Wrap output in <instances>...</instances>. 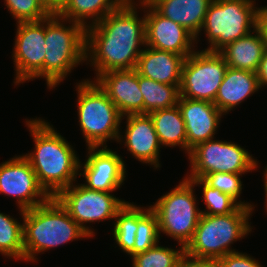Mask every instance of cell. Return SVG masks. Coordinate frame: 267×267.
I'll list each match as a JSON object with an SVG mask.
<instances>
[{"label": "cell", "instance_id": "17", "mask_svg": "<svg viewBox=\"0 0 267 267\" xmlns=\"http://www.w3.org/2000/svg\"><path fill=\"white\" fill-rule=\"evenodd\" d=\"M187 135V154L197 144L214 139L221 116L212 102L180 97L178 102Z\"/></svg>", "mask_w": 267, "mask_h": 267}, {"label": "cell", "instance_id": "31", "mask_svg": "<svg viewBox=\"0 0 267 267\" xmlns=\"http://www.w3.org/2000/svg\"><path fill=\"white\" fill-rule=\"evenodd\" d=\"M12 17L17 23L41 21L52 13L40 0H4Z\"/></svg>", "mask_w": 267, "mask_h": 267}, {"label": "cell", "instance_id": "28", "mask_svg": "<svg viewBox=\"0 0 267 267\" xmlns=\"http://www.w3.org/2000/svg\"><path fill=\"white\" fill-rule=\"evenodd\" d=\"M160 233L156 213L147 208L137 218V231L133 250L128 254L131 257L137 253L145 252L159 243Z\"/></svg>", "mask_w": 267, "mask_h": 267}, {"label": "cell", "instance_id": "5", "mask_svg": "<svg viewBox=\"0 0 267 267\" xmlns=\"http://www.w3.org/2000/svg\"><path fill=\"white\" fill-rule=\"evenodd\" d=\"M253 210L240 206L227 215L202 214L185 252L215 263L229 253L237 252L229 246L251 233L248 220Z\"/></svg>", "mask_w": 267, "mask_h": 267}, {"label": "cell", "instance_id": "22", "mask_svg": "<svg viewBox=\"0 0 267 267\" xmlns=\"http://www.w3.org/2000/svg\"><path fill=\"white\" fill-rule=\"evenodd\" d=\"M266 49L263 32L258 27L252 33L229 43L219 53L229 68L256 73Z\"/></svg>", "mask_w": 267, "mask_h": 267}, {"label": "cell", "instance_id": "19", "mask_svg": "<svg viewBox=\"0 0 267 267\" xmlns=\"http://www.w3.org/2000/svg\"><path fill=\"white\" fill-rule=\"evenodd\" d=\"M184 60L182 55L146 46L135 69L139 75L159 83L181 85Z\"/></svg>", "mask_w": 267, "mask_h": 267}, {"label": "cell", "instance_id": "7", "mask_svg": "<svg viewBox=\"0 0 267 267\" xmlns=\"http://www.w3.org/2000/svg\"><path fill=\"white\" fill-rule=\"evenodd\" d=\"M255 5L253 0H212L201 28L210 44L205 50L219 52L258 28L260 8Z\"/></svg>", "mask_w": 267, "mask_h": 267}, {"label": "cell", "instance_id": "27", "mask_svg": "<svg viewBox=\"0 0 267 267\" xmlns=\"http://www.w3.org/2000/svg\"><path fill=\"white\" fill-rule=\"evenodd\" d=\"M0 212V253L7 258L24 260L23 223Z\"/></svg>", "mask_w": 267, "mask_h": 267}, {"label": "cell", "instance_id": "23", "mask_svg": "<svg viewBox=\"0 0 267 267\" xmlns=\"http://www.w3.org/2000/svg\"><path fill=\"white\" fill-rule=\"evenodd\" d=\"M125 0H64L57 15L88 28L100 22L106 15L117 9ZM91 19L89 25L85 21Z\"/></svg>", "mask_w": 267, "mask_h": 267}, {"label": "cell", "instance_id": "18", "mask_svg": "<svg viewBox=\"0 0 267 267\" xmlns=\"http://www.w3.org/2000/svg\"><path fill=\"white\" fill-rule=\"evenodd\" d=\"M126 117V129L123 138L119 134L117 142L125 140L128 151L142 163L160 168L159 155L161 144L148 114H129ZM123 138V139H122Z\"/></svg>", "mask_w": 267, "mask_h": 267}, {"label": "cell", "instance_id": "2", "mask_svg": "<svg viewBox=\"0 0 267 267\" xmlns=\"http://www.w3.org/2000/svg\"><path fill=\"white\" fill-rule=\"evenodd\" d=\"M35 149L24 156L34 170L46 193L55 198L63 189L77 181L80 159L74 148L46 120L26 121Z\"/></svg>", "mask_w": 267, "mask_h": 267}, {"label": "cell", "instance_id": "11", "mask_svg": "<svg viewBox=\"0 0 267 267\" xmlns=\"http://www.w3.org/2000/svg\"><path fill=\"white\" fill-rule=\"evenodd\" d=\"M55 198L90 238L94 236L93 229L84 223L115 219L118 211L126 204V201L116 198L110 192L88 189L83 184H72Z\"/></svg>", "mask_w": 267, "mask_h": 267}, {"label": "cell", "instance_id": "14", "mask_svg": "<svg viewBox=\"0 0 267 267\" xmlns=\"http://www.w3.org/2000/svg\"><path fill=\"white\" fill-rule=\"evenodd\" d=\"M145 11V46L170 51L184 58L192 54L195 37L180 24L159 14L146 0H139Z\"/></svg>", "mask_w": 267, "mask_h": 267}, {"label": "cell", "instance_id": "3", "mask_svg": "<svg viewBox=\"0 0 267 267\" xmlns=\"http://www.w3.org/2000/svg\"><path fill=\"white\" fill-rule=\"evenodd\" d=\"M24 261L70 241L90 236L72 219L56 198L32 209L22 210Z\"/></svg>", "mask_w": 267, "mask_h": 267}, {"label": "cell", "instance_id": "35", "mask_svg": "<svg viewBox=\"0 0 267 267\" xmlns=\"http://www.w3.org/2000/svg\"><path fill=\"white\" fill-rule=\"evenodd\" d=\"M256 75L260 88L267 86V49L263 53Z\"/></svg>", "mask_w": 267, "mask_h": 267}, {"label": "cell", "instance_id": "20", "mask_svg": "<svg viewBox=\"0 0 267 267\" xmlns=\"http://www.w3.org/2000/svg\"><path fill=\"white\" fill-rule=\"evenodd\" d=\"M159 14L180 24L197 41L212 0H146Z\"/></svg>", "mask_w": 267, "mask_h": 267}, {"label": "cell", "instance_id": "10", "mask_svg": "<svg viewBox=\"0 0 267 267\" xmlns=\"http://www.w3.org/2000/svg\"><path fill=\"white\" fill-rule=\"evenodd\" d=\"M227 68L219 52L195 50L183 62L181 97L214 103Z\"/></svg>", "mask_w": 267, "mask_h": 267}, {"label": "cell", "instance_id": "15", "mask_svg": "<svg viewBox=\"0 0 267 267\" xmlns=\"http://www.w3.org/2000/svg\"><path fill=\"white\" fill-rule=\"evenodd\" d=\"M88 157L84 164L79 163V176L84 175L88 189L113 192L126 178V168L122 157L112 149L88 147Z\"/></svg>", "mask_w": 267, "mask_h": 267}, {"label": "cell", "instance_id": "25", "mask_svg": "<svg viewBox=\"0 0 267 267\" xmlns=\"http://www.w3.org/2000/svg\"><path fill=\"white\" fill-rule=\"evenodd\" d=\"M139 87L144 100V114L178 105L180 85L162 84L139 75Z\"/></svg>", "mask_w": 267, "mask_h": 267}, {"label": "cell", "instance_id": "32", "mask_svg": "<svg viewBox=\"0 0 267 267\" xmlns=\"http://www.w3.org/2000/svg\"><path fill=\"white\" fill-rule=\"evenodd\" d=\"M242 174L236 173H224V172H214L205 175L202 180L212 188L220 190L222 193L228 194L233 199H235L241 206L247 208H254L251 203L238 201L242 193Z\"/></svg>", "mask_w": 267, "mask_h": 267}, {"label": "cell", "instance_id": "6", "mask_svg": "<svg viewBox=\"0 0 267 267\" xmlns=\"http://www.w3.org/2000/svg\"><path fill=\"white\" fill-rule=\"evenodd\" d=\"M76 88L78 120L87 146L107 147L108 140L117 141L124 118L115 104L95 81L83 80Z\"/></svg>", "mask_w": 267, "mask_h": 267}, {"label": "cell", "instance_id": "24", "mask_svg": "<svg viewBox=\"0 0 267 267\" xmlns=\"http://www.w3.org/2000/svg\"><path fill=\"white\" fill-rule=\"evenodd\" d=\"M162 146H179L187 153V135L185 122L180 108L175 105L170 108L156 110L148 114Z\"/></svg>", "mask_w": 267, "mask_h": 267}, {"label": "cell", "instance_id": "36", "mask_svg": "<svg viewBox=\"0 0 267 267\" xmlns=\"http://www.w3.org/2000/svg\"><path fill=\"white\" fill-rule=\"evenodd\" d=\"M258 27L262 30L266 46H267V6L261 7L259 11V24Z\"/></svg>", "mask_w": 267, "mask_h": 267}, {"label": "cell", "instance_id": "9", "mask_svg": "<svg viewBox=\"0 0 267 267\" xmlns=\"http://www.w3.org/2000/svg\"><path fill=\"white\" fill-rule=\"evenodd\" d=\"M188 157L191 174L187 179H202L214 172L245 174L258 168V161L234 142L210 139L192 148Z\"/></svg>", "mask_w": 267, "mask_h": 267}, {"label": "cell", "instance_id": "21", "mask_svg": "<svg viewBox=\"0 0 267 267\" xmlns=\"http://www.w3.org/2000/svg\"><path fill=\"white\" fill-rule=\"evenodd\" d=\"M259 89L255 72L228 67L213 104L226 115Z\"/></svg>", "mask_w": 267, "mask_h": 267}, {"label": "cell", "instance_id": "34", "mask_svg": "<svg viewBox=\"0 0 267 267\" xmlns=\"http://www.w3.org/2000/svg\"><path fill=\"white\" fill-rule=\"evenodd\" d=\"M174 267H215V262L191 256L184 251L177 259Z\"/></svg>", "mask_w": 267, "mask_h": 267}, {"label": "cell", "instance_id": "13", "mask_svg": "<svg viewBox=\"0 0 267 267\" xmlns=\"http://www.w3.org/2000/svg\"><path fill=\"white\" fill-rule=\"evenodd\" d=\"M0 193L15 196L22 210L46 203L51 197L41 187L30 162L24 155L0 164Z\"/></svg>", "mask_w": 267, "mask_h": 267}, {"label": "cell", "instance_id": "37", "mask_svg": "<svg viewBox=\"0 0 267 267\" xmlns=\"http://www.w3.org/2000/svg\"><path fill=\"white\" fill-rule=\"evenodd\" d=\"M42 4L51 12L57 13L64 0H40Z\"/></svg>", "mask_w": 267, "mask_h": 267}, {"label": "cell", "instance_id": "16", "mask_svg": "<svg viewBox=\"0 0 267 267\" xmlns=\"http://www.w3.org/2000/svg\"><path fill=\"white\" fill-rule=\"evenodd\" d=\"M108 95L124 118L129 114H144V100L136 69L111 70L94 80Z\"/></svg>", "mask_w": 267, "mask_h": 267}, {"label": "cell", "instance_id": "30", "mask_svg": "<svg viewBox=\"0 0 267 267\" xmlns=\"http://www.w3.org/2000/svg\"><path fill=\"white\" fill-rule=\"evenodd\" d=\"M184 251L183 246L175 250L159 246L157 243L145 252L137 253L131 258L133 267H174Z\"/></svg>", "mask_w": 267, "mask_h": 267}, {"label": "cell", "instance_id": "38", "mask_svg": "<svg viewBox=\"0 0 267 267\" xmlns=\"http://www.w3.org/2000/svg\"><path fill=\"white\" fill-rule=\"evenodd\" d=\"M264 169H265L264 175H263V177H264V187H265L264 188L265 189L264 191H265V195H266L265 196L266 197V199H265L266 200L265 201V203H266L265 205L266 206L265 207H266V210H267V166Z\"/></svg>", "mask_w": 267, "mask_h": 267}, {"label": "cell", "instance_id": "4", "mask_svg": "<svg viewBox=\"0 0 267 267\" xmlns=\"http://www.w3.org/2000/svg\"><path fill=\"white\" fill-rule=\"evenodd\" d=\"M65 21L71 25H64ZM84 61L86 28L52 13L45 19L44 78L47 88L57 87L74 67Z\"/></svg>", "mask_w": 267, "mask_h": 267}, {"label": "cell", "instance_id": "33", "mask_svg": "<svg viewBox=\"0 0 267 267\" xmlns=\"http://www.w3.org/2000/svg\"><path fill=\"white\" fill-rule=\"evenodd\" d=\"M246 253L233 252L220 258L215 267H262L261 263Z\"/></svg>", "mask_w": 267, "mask_h": 267}, {"label": "cell", "instance_id": "8", "mask_svg": "<svg viewBox=\"0 0 267 267\" xmlns=\"http://www.w3.org/2000/svg\"><path fill=\"white\" fill-rule=\"evenodd\" d=\"M194 187L190 180L183 178L179 185L150 206L158 218L159 233L170 236L184 248L192 240L202 215L196 204Z\"/></svg>", "mask_w": 267, "mask_h": 267}, {"label": "cell", "instance_id": "29", "mask_svg": "<svg viewBox=\"0 0 267 267\" xmlns=\"http://www.w3.org/2000/svg\"><path fill=\"white\" fill-rule=\"evenodd\" d=\"M193 185L202 186L203 201L206 204V210L202 214L207 215H227L236 211L241 205L228 194L207 185L201 178L188 179Z\"/></svg>", "mask_w": 267, "mask_h": 267}, {"label": "cell", "instance_id": "1", "mask_svg": "<svg viewBox=\"0 0 267 267\" xmlns=\"http://www.w3.org/2000/svg\"><path fill=\"white\" fill-rule=\"evenodd\" d=\"M135 1L125 0L100 22L86 28V61L96 78L111 70L134 69L145 45V16L139 18ZM90 58V59H89Z\"/></svg>", "mask_w": 267, "mask_h": 267}, {"label": "cell", "instance_id": "12", "mask_svg": "<svg viewBox=\"0 0 267 267\" xmlns=\"http://www.w3.org/2000/svg\"><path fill=\"white\" fill-rule=\"evenodd\" d=\"M13 60L15 64L14 85L44 78L45 19L17 23Z\"/></svg>", "mask_w": 267, "mask_h": 267}, {"label": "cell", "instance_id": "26", "mask_svg": "<svg viewBox=\"0 0 267 267\" xmlns=\"http://www.w3.org/2000/svg\"><path fill=\"white\" fill-rule=\"evenodd\" d=\"M142 208L134 205L133 202H126L115 216L116 222L114 223L113 237L116 244L127 255L134 248L137 218L147 209Z\"/></svg>", "mask_w": 267, "mask_h": 267}]
</instances>
